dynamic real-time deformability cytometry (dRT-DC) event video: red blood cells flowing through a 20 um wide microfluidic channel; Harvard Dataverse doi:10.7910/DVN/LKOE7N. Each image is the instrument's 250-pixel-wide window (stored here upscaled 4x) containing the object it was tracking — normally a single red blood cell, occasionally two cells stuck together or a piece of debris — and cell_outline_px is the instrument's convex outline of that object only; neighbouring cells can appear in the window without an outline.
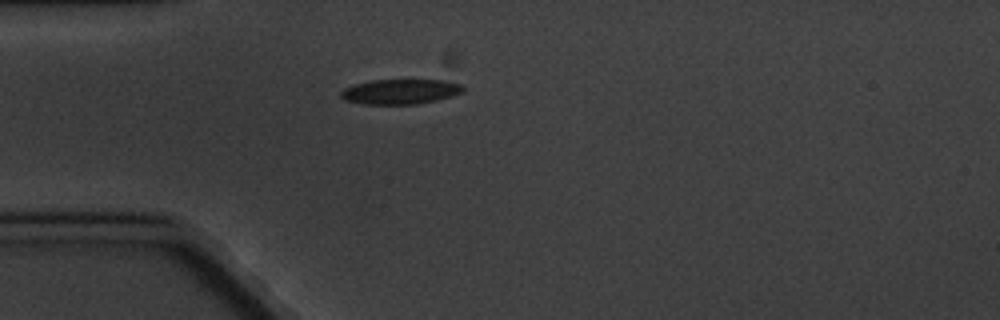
{"species": "common noctule bat (a hibernating species)", "species_latin": "Nyctalus noctula", "temperature_condition": "cold", "stored_images_in_passage": 2, "camera_frame_rate_fps": 3000, "um_per_image_px": 0.085, "animal": {"sex": "male", "body_mass_g": 20.1, "forearm_length_mm": 53.5}, "frame": {"image": 1, "passage_image": 2, "time_ms": 1.333, "image_size_px": [1000, 320], "cell_outline_px": [[464, 92], [436, 100], [416, 104], [364, 104], [344, 100], [340, 96], [340, 92], [344, 88], [368, 80], [444, 80], [460, 84], [464, 88]], "centroid_in_image_um": [34.0, 7.78], "position_along_channel_um": 51.0, "area_um2": 17.74}}